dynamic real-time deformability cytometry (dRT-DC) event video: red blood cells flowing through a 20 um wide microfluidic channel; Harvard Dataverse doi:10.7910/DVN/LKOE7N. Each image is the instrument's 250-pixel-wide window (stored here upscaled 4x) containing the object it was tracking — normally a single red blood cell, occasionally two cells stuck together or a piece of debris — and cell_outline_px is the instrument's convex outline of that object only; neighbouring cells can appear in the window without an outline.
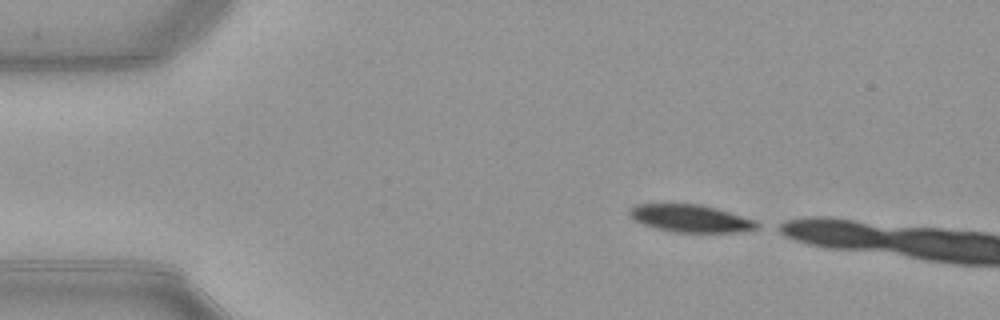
{"species": "common noctule bat (a hibernating species)", "species_latin": "Nyctalus noctula", "temperature_condition": "warm", "stored_images_in_passage": 5, "camera_frame_rate_fps": 3000, "um_per_image_px": 0.085, "animal": {"sex": "female", "body_mass_g": 21.9}, "frame": {"image": 1, "passage_image": 1, "time_ms": 0.0, "image_size_px": [1000, 320], "cell_outline_px": [[764, 224], [760, 228], [736, 232], [672, 232], [656, 228], [644, 224], [628, 216], [628, 208], [636, 204], [700, 204], [716, 208], [756, 220]], "centroid_in_image_um": [58.73, 18.56], "position_along_channel_um": 26.3, "area_um2": 20.58}}